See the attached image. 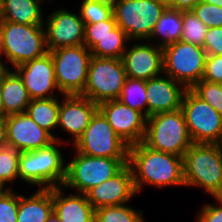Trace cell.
Masks as SVG:
<instances>
[{"label": "cell", "instance_id": "1", "mask_svg": "<svg viewBox=\"0 0 222 222\" xmlns=\"http://www.w3.org/2000/svg\"><path fill=\"white\" fill-rule=\"evenodd\" d=\"M128 165L137 194L146 184L159 188L185 187L181 156L151 149L140 142L128 147Z\"/></svg>", "mask_w": 222, "mask_h": 222}, {"label": "cell", "instance_id": "2", "mask_svg": "<svg viewBox=\"0 0 222 222\" xmlns=\"http://www.w3.org/2000/svg\"><path fill=\"white\" fill-rule=\"evenodd\" d=\"M182 158L185 186L199 187L212 197L222 193V150L219 144L193 143Z\"/></svg>", "mask_w": 222, "mask_h": 222}, {"label": "cell", "instance_id": "3", "mask_svg": "<svg viewBox=\"0 0 222 222\" xmlns=\"http://www.w3.org/2000/svg\"><path fill=\"white\" fill-rule=\"evenodd\" d=\"M62 141L54 140L48 146L37 150L20 152L19 178L40 189H52L63 186L66 179V166L63 154L57 144Z\"/></svg>", "mask_w": 222, "mask_h": 222}, {"label": "cell", "instance_id": "4", "mask_svg": "<svg viewBox=\"0 0 222 222\" xmlns=\"http://www.w3.org/2000/svg\"><path fill=\"white\" fill-rule=\"evenodd\" d=\"M142 142L151 149L183 157L193 142L182 110L150 115Z\"/></svg>", "mask_w": 222, "mask_h": 222}, {"label": "cell", "instance_id": "5", "mask_svg": "<svg viewBox=\"0 0 222 222\" xmlns=\"http://www.w3.org/2000/svg\"><path fill=\"white\" fill-rule=\"evenodd\" d=\"M48 52L43 25H23L2 21L0 56L5 55L12 69ZM1 59V57H0ZM0 60V67L7 68Z\"/></svg>", "mask_w": 222, "mask_h": 222}, {"label": "cell", "instance_id": "6", "mask_svg": "<svg viewBox=\"0 0 222 222\" xmlns=\"http://www.w3.org/2000/svg\"><path fill=\"white\" fill-rule=\"evenodd\" d=\"M127 164L128 158L92 157L75 150V157L67 162L63 187L85 194L115 176Z\"/></svg>", "mask_w": 222, "mask_h": 222}, {"label": "cell", "instance_id": "7", "mask_svg": "<svg viewBox=\"0 0 222 222\" xmlns=\"http://www.w3.org/2000/svg\"><path fill=\"white\" fill-rule=\"evenodd\" d=\"M166 8L163 0H118L113 15L131 42L147 41Z\"/></svg>", "mask_w": 222, "mask_h": 222}, {"label": "cell", "instance_id": "8", "mask_svg": "<svg viewBox=\"0 0 222 222\" xmlns=\"http://www.w3.org/2000/svg\"><path fill=\"white\" fill-rule=\"evenodd\" d=\"M163 50V74L191 89L202 80L206 51L203 47L181 40L167 45Z\"/></svg>", "mask_w": 222, "mask_h": 222}, {"label": "cell", "instance_id": "9", "mask_svg": "<svg viewBox=\"0 0 222 222\" xmlns=\"http://www.w3.org/2000/svg\"><path fill=\"white\" fill-rule=\"evenodd\" d=\"M127 78L122 59L92 56L87 81L80 96L99 105L117 100Z\"/></svg>", "mask_w": 222, "mask_h": 222}, {"label": "cell", "instance_id": "10", "mask_svg": "<svg viewBox=\"0 0 222 222\" xmlns=\"http://www.w3.org/2000/svg\"><path fill=\"white\" fill-rule=\"evenodd\" d=\"M54 64L56 83L61 95H80L87 81L92 58L85 45L49 51Z\"/></svg>", "mask_w": 222, "mask_h": 222}, {"label": "cell", "instance_id": "11", "mask_svg": "<svg viewBox=\"0 0 222 222\" xmlns=\"http://www.w3.org/2000/svg\"><path fill=\"white\" fill-rule=\"evenodd\" d=\"M181 110L193 143H220L222 139V115L191 89H186L184 92Z\"/></svg>", "mask_w": 222, "mask_h": 222}, {"label": "cell", "instance_id": "12", "mask_svg": "<svg viewBox=\"0 0 222 222\" xmlns=\"http://www.w3.org/2000/svg\"><path fill=\"white\" fill-rule=\"evenodd\" d=\"M128 145L98 110L74 144L77 152L92 157L128 158Z\"/></svg>", "mask_w": 222, "mask_h": 222}, {"label": "cell", "instance_id": "13", "mask_svg": "<svg viewBox=\"0 0 222 222\" xmlns=\"http://www.w3.org/2000/svg\"><path fill=\"white\" fill-rule=\"evenodd\" d=\"M47 17L44 19L43 28L48 52L62 47H75L83 44L85 23L80 15L59 8Z\"/></svg>", "mask_w": 222, "mask_h": 222}, {"label": "cell", "instance_id": "14", "mask_svg": "<svg viewBox=\"0 0 222 222\" xmlns=\"http://www.w3.org/2000/svg\"><path fill=\"white\" fill-rule=\"evenodd\" d=\"M98 110L104 115L116 134L128 145L143 141L147 117L118 99L103 102Z\"/></svg>", "mask_w": 222, "mask_h": 222}, {"label": "cell", "instance_id": "15", "mask_svg": "<svg viewBox=\"0 0 222 222\" xmlns=\"http://www.w3.org/2000/svg\"><path fill=\"white\" fill-rule=\"evenodd\" d=\"M21 77L31 99L53 98L59 91L51 54L27 61L13 68ZM56 90L55 92H53ZM56 95H52V94Z\"/></svg>", "mask_w": 222, "mask_h": 222}, {"label": "cell", "instance_id": "16", "mask_svg": "<svg viewBox=\"0 0 222 222\" xmlns=\"http://www.w3.org/2000/svg\"><path fill=\"white\" fill-rule=\"evenodd\" d=\"M136 42L129 49L127 46L122 57L127 77L147 81L160 76L163 73L162 48L142 40Z\"/></svg>", "mask_w": 222, "mask_h": 222}, {"label": "cell", "instance_id": "17", "mask_svg": "<svg viewBox=\"0 0 222 222\" xmlns=\"http://www.w3.org/2000/svg\"><path fill=\"white\" fill-rule=\"evenodd\" d=\"M85 195L94 209L127 204L137 195L131 167L127 164L115 176L91 188Z\"/></svg>", "mask_w": 222, "mask_h": 222}, {"label": "cell", "instance_id": "18", "mask_svg": "<svg viewBox=\"0 0 222 222\" xmlns=\"http://www.w3.org/2000/svg\"><path fill=\"white\" fill-rule=\"evenodd\" d=\"M8 146L19 152L37 150L48 146L54 138L26 113L5 117Z\"/></svg>", "mask_w": 222, "mask_h": 222}, {"label": "cell", "instance_id": "19", "mask_svg": "<svg viewBox=\"0 0 222 222\" xmlns=\"http://www.w3.org/2000/svg\"><path fill=\"white\" fill-rule=\"evenodd\" d=\"M58 113V127L72 135L73 145L82 136L98 105L80 95H63Z\"/></svg>", "mask_w": 222, "mask_h": 222}, {"label": "cell", "instance_id": "20", "mask_svg": "<svg viewBox=\"0 0 222 222\" xmlns=\"http://www.w3.org/2000/svg\"><path fill=\"white\" fill-rule=\"evenodd\" d=\"M163 75L146 81L147 118L156 113L181 109L186 88L170 76Z\"/></svg>", "mask_w": 222, "mask_h": 222}, {"label": "cell", "instance_id": "21", "mask_svg": "<svg viewBox=\"0 0 222 222\" xmlns=\"http://www.w3.org/2000/svg\"><path fill=\"white\" fill-rule=\"evenodd\" d=\"M63 186L53 188V211L60 222H94L95 209L85 194H66Z\"/></svg>", "mask_w": 222, "mask_h": 222}, {"label": "cell", "instance_id": "22", "mask_svg": "<svg viewBox=\"0 0 222 222\" xmlns=\"http://www.w3.org/2000/svg\"><path fill=\"white\" fill-rule=\"evenodd\" d=\"M1 92L4 106V117L23 113L31 98L18 73L7 66L1 68Z\"/></svg>", "mask_w": 222, "mask_h": 222}, {"label": "cell", "instance_id": "23", "mask_svg": "<svg viewBox=\"0 0 222 222\" xmlns=\"http://www.w3.org/2000/svg\"><path fill=\"white\" fill-rule=\"evenodd\" d=\"M52 212L53 188H39L29 197L19 194L17 222H46Z\"/></svg>", "mask_w": 222, "mask_h": 222}, {"label": "cell", "instance_id": "24", "mask_svg": "<svg viewBox=\"0 0 222 222\" xmlns=\"http://www.w3.org/2000/svg\"><path fill=\"white\" fill-rule=\"evenodd\" d=\"M43 1L44 0H1L2 21L23 25H43L44 16L40 8Z\"/></svg>", "mask_w": 222, "mask_h": 222}, {"label": "cell", "instance_id": "25", "mask_svg": "<svg viewBox=\"0 0 222 222\" xmlns=\"http://www.w3.org/2000/svg\"><path fill=\"white\" fill-rule=\"evenodd\" d=\"M183 27V11L172 9L167 6L162 15L158 19L154 30L147 40L158 39L157 46L164 48L167 45L173 44L181 39Z\"/></svg>", "mask_w": 222, "mask_h": 222}, {"label": "cell", "instance_id": "26", "mask_svg": "<svg viewBox=\"0 0 222 222\" xmlns=\"http://www.w3.org/2000/svg\"><path fill=\"white\" fill-rule=\"evenodd\" d=\"M59 108L60 101L57 97L31 99L25 112L37 125L47 131L54 140L60 141L61 139L52 133L58 126Z\"/></svg>", "mask_w": 222, "mask_h": 222}, {"label": "cell", "instance_id": "27", "mask_svg": "<svg viewBox=\"0 0 222 222\" xmlns=\"http://www.w3.org/2000/svg\"><path fill=\"white\" fill-rule=\"evenodd\" d=\"M131 41L127 34L117 25L90 49L91 55L101 58L122 59L127 49L126 43Z\"/></svg>", "mask_w": 222, "mask_h": 222}, {"label": "cell", "instance_id": "28", "mask_svg": "<svg viewBox=\"0 0 222 222\" xmlns=\"http://www.w3.org/2000/svg\"><path fill=\"white\" fill-rule=\"evenodd\" d=\"M118 100L147 117L146 81L127 77Z\"/></svg>", "mask_w": 222, "mask_h": 222}, {"label": "cell", "instance_id": "29", "mask_svg": "<svg viewBox=\"0 0 222 222\" xmlns=\"http://www.w3.org/2000/svg\"><path fill=\"white\" fill-rule=\"evenodd\" d=\"M143 210H135L126 204L95 209L94 222H144Z\"/></svg>", "mask_w": 222, "mask_h": 222}, {"label": "cell", "instance_id": "30", "mask_svg": "<svg viewBox=\"0 0 222 222\" xmlns=\"http://www.w3.org/2000/svg\"><path fill=\"white\" fill-rule=\"evenodd\" d=\"M19 157L20 152L13 147L0 148V186L3 189H10L6 183L12 184L19 178Z\"/></svg>", "mask_w": 222, "mask_h": 222}, {"label": "cell", "instance_id": "31", "mask_svg": "<svg viewBox=\"0 0 222 222\" xmlns=\"http://www.w3.org/2000/svg\"><path fill=\"white\" fill-rule=\"evenodd\" d=\"M208 27L195 16L192 10L183 11L181 41L203 47Z\"/></svg>", "mask_w": 222, "mask_h": 222}, {"label": "cell", "instance_id": "32", "mask_svg": "<svg viewBox=\"0 0 222 222\" xmlns=\"http://www.w3.org/2000/svg\"><path fill=\"white\" fill-rule=\"evenodd\" d=\"M191 90L222 115V83L201 80Z\"/></svg>", "mask_w": 222, "mask_h": 222}, {"label": "cell", "instance_id": "33", "mask_svg": "<svg viewBox=\"0 0 222 222\" xmlns=\"http://www.w3.org/2000/svg\"><path fill=\"white\" fill-rule=\"evenodd\" d=\"M79 15L85 24H93L109 19L113 15V7L95 1L82 0Z\"/></svg>", "mask_w": 222, "mask_h": 222}, {"label": "cell", "instance_id": "34", "mask_svg": "<svg viewBox=\"0 0 222 222\" xmlns=\"http://www.w3.org/2000/svg\"><path fill=\"white\" fill-rule=\"evenodd\" d=\"M117 26L114 15L104 21H99L93 24H85V37L83 45L89 50L105 35L110 34V31Z\"/></svg>", "mask_w": 222, "mask_h": 222}, {"label": "cell", "instance_id": "35", "mask_svg": "<svg viewBox=\"0 0 222 222\" xmlns=\"http://www.w3.org/2000/svg\"><path fill=\"white\" fill-rule=\"evenodd\" d=\"M15 190L0 191V222H17L19 194Z\"/></svg>", "mask_w": 222, "mask_h": 222}, {"label": "cell", "instance_id": "36", "mask_svg": "<svg viewBox=\"0 0 222 222\" xmlns=\"http://www.w3.org/2000/svg\"><path fill=\"white\" fill-rule=\"evenodd\" d=\"M192 11L208 28L222 27V7L201 1Z\"/></svg>", "mask_w": 222, "mask_h": 222}, {"label": "cell", "instance_id": "37", "mask_svg": "<svg viewBox=\"0 0 222 222\" xmlns=\"http://www.w3.org/2000/svg\"><path fill=\"white\" fill-rule=\"evenodd\" d=\"M202 80L212 83H222V56L207 55Z\"/></svg>", "mask_w": 222, "mask_h": 222}, {"label": "cell", "instance_id": "38", "mask_svg": "<svg viewBox=\"0 0 222 222\" xmlns=\"http://www.w3.org/2000/svg\"><path fill=\"white\" fill-rule=\"evenodd\" d=\"M203 48L206 51V55L222 56V27L208 28Z\"/></svg>", "mask_w": 222, "mask_h": 222}, {"label": "cell", "instance_id": "39", "mask_svg": "<svg viewBox=\"0 0 222 222\" xmlns=\"http://www.w3.org/2000/svg\"><path fill=\"white\" fill-rule=\"evenodd\" d=\"M218 202L215 204H205L202 206L198 216L196 217V222H222V198L213 197Z\"/></svg>", "mask_w": 222, "mask_h": 222}, {"label": "cell", "instance_id": "40", "mask_svg": "<svg viewBox=\"0 0 222 222\" xmlns=\"http://www.w3.org/2000/svg\"><path fill=\"white\" fill-rule=\"evenodd\" d=\"M200 2L201 0H170L167 3V6L179 11H189L192 10Z\"/></svg>", "mask_w": 222, "mask_h": 222}, {"label": "cell", "instance_id": "41", "mask_svg": "<svg viewBox=\"0 0 222 222\" xmlns=\"http://www.w3.org/2000/svg\"><path fill=\"white\" fill-rule=\"evenodd\" d=\"M8 146L5 117H0V148Z\"/></svg>", "mask_w": 222, "mask_h": 222}, {"label": "cell", "instance_id": "42", "mask_svg": "<svg viewBox=\"0 0 222 222\" xmlns=\"http://www.w3.org/2000/svg\"><path fill=\"white\" fill-rule=\"evenodd\" d=\"M0 117H4V106L1 92V67H0Z\"/></svg>", "mask_w": 222, "mask_h": 222}, {"label": "cell", "instance_id": "43", "mask_svg": "<svg viewBox=\"0 0 222 222\" xmlns=\"http://www.w3.org/2000/svg\"><path fill=\"white\" fill-rule=\"evenodd\" d=\"M89 1H95L98 3H102V4H106L108 6L114 7V5L116 4V2L118 0H89Z\"/></svg>", "mask_w": 222, "mask_h": 222}, {"label": "cell", "instance_id": "44", "mask_svg": "<svg viewBox=\"0 0 222 222\" xmlns=\"http://www.w3.org/2000/svg\"><path fill=\"white\" fill-rule=\"evenodd\" d=\"M201 1L222 7V0H201Z\"/></svg>", "mask_w": 222, "mask_h": 222}, {"label": "cell", "instance_id": "45", "mask_svg": "<svg viewBox=\"0 0 222 222\" xmlns=\"http://www.w3.org/2000/svg\"><path fill=\"white\" fill-rule=\"evenodd\" d=\"M46 222H60V221L58 219V216L53 211Z\"/></svg>", "mask_w": 222, "mask_h": 222}, {"label": "cell", "instance_id": "46", "mask_svg": "<svg viewBox=\"0 0 222 222\" xmlns=\"http://www.w3.org/2000/svg\"><path fill=\"white\" fill-rule=\"evenodd\" d=\"M2 40V20H0V45Z\"/></svg>", "mask_w": 222, "mask_h": 222}, {"label": "cell", "instance_id": "47", "mask_svg": "<svg viewBox=\"0 0 222 222\" xmlns=\"http://www.w3.org/2000/svg\"><path fill=\"white\" fill-rule=\"evenodd\" d=\"M0 20H2V7H1V0H0Z\"/></svg>", "mask_w": 222, "mask_h": 222}, {"label": "cell", "instance_id": "48", "mask_svg": "<svg viewBox=\"0 0 222 222\" xmlns=\"http://www.w3.org/2000/svg\"><path fill=\"white\" fill-rule=\"evenodd\" d=\"M219 145H220L221 150H222V139H221V141H220Z\"/></svg>", "mask_w": 222, "mask_h": 222}]
</instances>
